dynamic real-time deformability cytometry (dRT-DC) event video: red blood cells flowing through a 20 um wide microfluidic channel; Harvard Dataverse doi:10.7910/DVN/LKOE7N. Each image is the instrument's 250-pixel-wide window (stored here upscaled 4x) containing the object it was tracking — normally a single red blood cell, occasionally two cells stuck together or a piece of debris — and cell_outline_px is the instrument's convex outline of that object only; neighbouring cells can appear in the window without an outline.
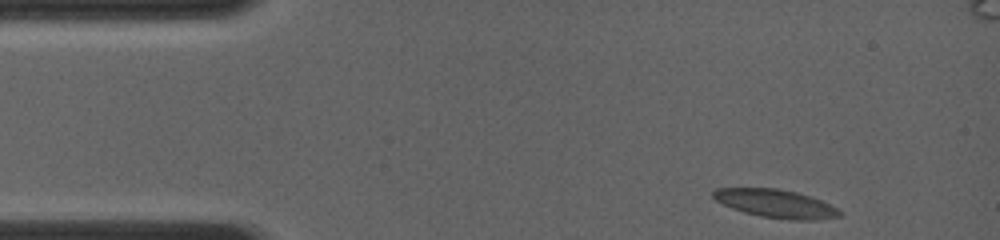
{"species": "common noctule bat (a hibernating species)", "species_latin": "Nyctalus noctula", "temperature_condition": "room temperature", "stored_images_in_passage": 7, "camera_frame_rate_fps": 4000, "um_per_image_px": 0.085, "animal": {"sex": "female", "body_mass_g": 19.0, "forearm_length_mm": 56.7}, "frame": {"image": 1, "passage_image": 1, "time_ms": 0.0, "image_size_px": [1000, 240], "cell_outline_px": [[840, 216], [816, 220], [788, 220], [760, 216], [744, 212], [732, 208], [716, 200], [712, 196], [712, 192], [716, 188], [776, 188], [796, 192], [820, 200], [836, 208], [840, 212]], "centroid_in_image_um": [65.9, 17.31], "position_along_channel_um": 19.1, "area_um2": 20.58}}